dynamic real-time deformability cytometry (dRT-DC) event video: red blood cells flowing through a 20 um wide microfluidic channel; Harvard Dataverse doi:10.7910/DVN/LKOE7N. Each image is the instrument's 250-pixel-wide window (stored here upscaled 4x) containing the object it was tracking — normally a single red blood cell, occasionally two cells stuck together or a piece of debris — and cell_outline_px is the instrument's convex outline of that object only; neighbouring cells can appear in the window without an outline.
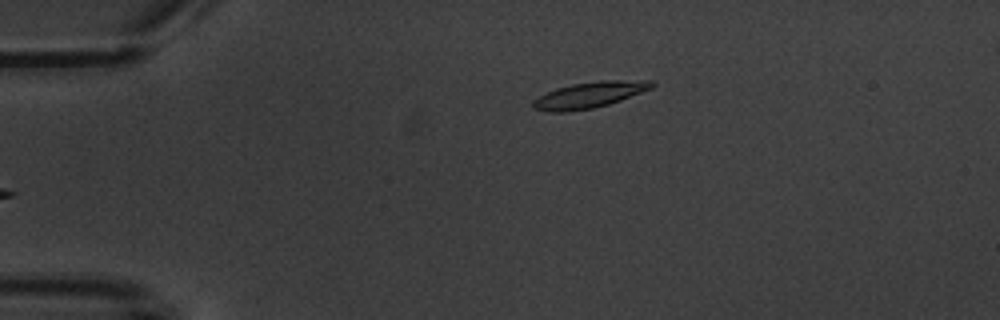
{"species": "common noctule bat (a hibernating species)", "species_latin": "Nyctalus noctula", "temperature_condition": "warm", "stored_images_in_passage": 5, "camera_frame_rate_fps": 3000, "um_per_image_px": 0.085, "animal": {"sex": "male", "body_mass_g": 20.1, "forearm_length_mm": 53.5}, "frame": {"image": 1, "passage_image": 5, "time_ms": 4.667, "image_size_px": [1000, 320], "cell_outline_px": [[656, 84], [652, 88], [620, 100], [608, 104], [592, 108], [564, 112], [548, 112], [532, 108], [532, 100], [556, 88], [572, 84], [600, 80], [652, 80]], "centroid_in_image_um": [50.1, 8.06], "position_along_channel_um": 34.9, "area_um2": 17.98}}